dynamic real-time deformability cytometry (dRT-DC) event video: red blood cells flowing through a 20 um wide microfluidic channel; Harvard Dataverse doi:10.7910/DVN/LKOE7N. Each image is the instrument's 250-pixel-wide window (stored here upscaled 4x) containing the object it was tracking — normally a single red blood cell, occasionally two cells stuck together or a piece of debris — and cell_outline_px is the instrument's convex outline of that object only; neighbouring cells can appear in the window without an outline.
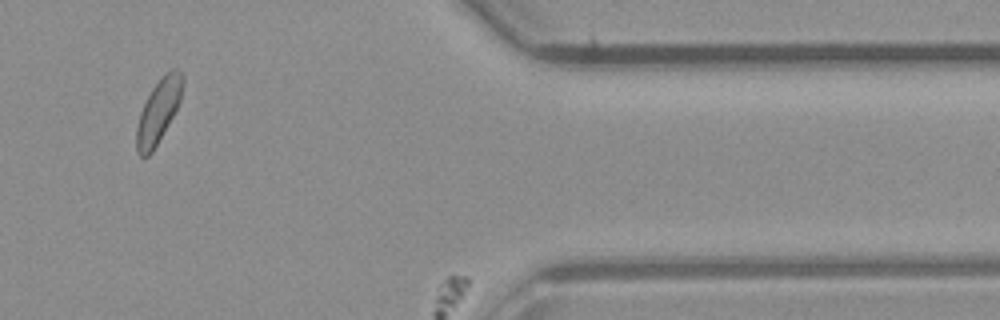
{"species": "common noctule bat (a hibernating species)", "species_latin": "Nyctalus noctula", "temperature_condition": "room temperature", "stored_images_in_passage": 58, "camera_frame_rate_fps": 3000, "um_per_image_px": 0.085, "animal": {"sex": "male", "body_mass_g": 23.1, "forearm_length_mm": 52.7}, "frame": {"image": 1, "passage_image": 51, "time_ms": 16.667, "image_size_px": [1000, 320], "cell_outline_px": [[184, 84], [180, 100], [172, 116], [152, 152], [148, 156], [140, 156], [136, 152], [136, 128], [140, 112], [152, 88], [164, 72], [172, 68], [176, 68], [184, 76]], "centroid_in_image_um": [13.46, 9.4], "position_along_channel_um": 397.9, "area_um2": 16.94}}